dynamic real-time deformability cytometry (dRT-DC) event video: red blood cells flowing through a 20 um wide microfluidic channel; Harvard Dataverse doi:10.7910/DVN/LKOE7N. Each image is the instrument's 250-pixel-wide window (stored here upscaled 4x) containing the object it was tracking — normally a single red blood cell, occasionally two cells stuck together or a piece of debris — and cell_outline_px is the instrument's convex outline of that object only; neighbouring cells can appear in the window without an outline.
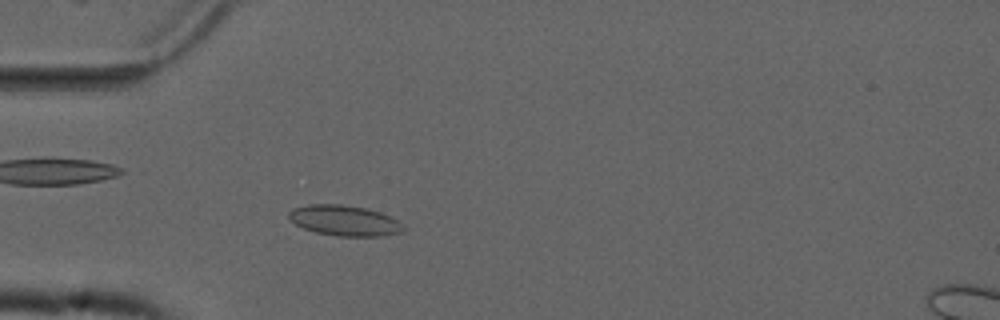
{"species": "common noctule bat (a hibernating species)", "species_latin": "Nyctalus noctula", "temperature_condition": "cold", "stored_images_in_passage": 51, "camera_frame_rate_fps": 3000, "um_per_image_px": 0.085, "animal": {"sex": "male", "forearm_length_mm": 52.5}, "frame": {"image": 1, "passage_image": 13, "time_ms": 4.0, "image_size_px": [1000, 320], "cell_outline_px": [[404, 228], [400, 232], [380, 236], [336, 236], [316, 232], [304, 228], [296, 224], [288, 216], [288, 212], [292, 208], [308, 204], [340, 204], [368, 208], [380, 212], [404, 224]], "centroid_in_image_um": [29.26, 18.73], "position_along_channel_um": 55.7, "area_um2": 20.29}}
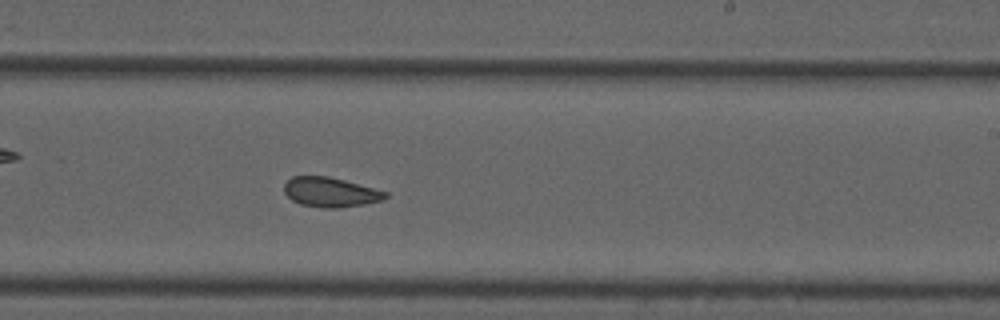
{"frame": {"image": 2, "passage_image": 30, "time_ms": 9.667, "image_size_px": [1000, 320], "cell_outline_px": [[388, 196], [384, 200], [364, 204], [340, 208], [320, 208], [300, 204], [292, 200], [284, 192], [284, 184], [292, 176], [328, 176], [344, 180], [388, 192]], "centroid_in_image_um": [28.09, 16.34], "position_along_channel_um": 260.9, "area_um2": 17.57}}
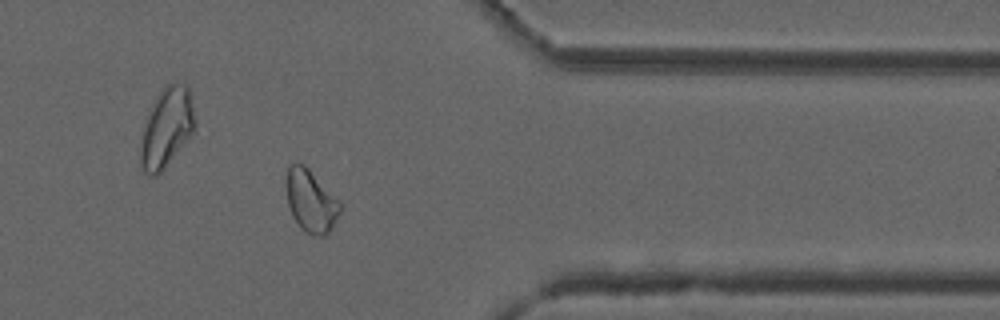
{"frame": {"image": 3, "passage_image": 41, "time_ms": 13.333, "image_size_px": [1000, 320], "cell_outline_px": [[340, 212], [328, 232], [324, 236], [320, 236], [304, 232], [300, 228], [292, 216], [288, 204], [284, 184], [288, 164], [296, 160], [304, 164], [340, 200]], "centroid_in_image_um": [26.37, 17.02], "position_along_channel_um": 385.0, "area_um2": 19.94}, "authors_computed_cell_mechanics": {"area_um2": 19.7676, "velocity_mm_per_s": 3.7435, "shape_relaxation_time_tau1_ms": null, "shape_relaxation_time_tau2_ms": 3.6816, "deformation_change_tau1": null, "deformation_change_tau2": 0.0658}}